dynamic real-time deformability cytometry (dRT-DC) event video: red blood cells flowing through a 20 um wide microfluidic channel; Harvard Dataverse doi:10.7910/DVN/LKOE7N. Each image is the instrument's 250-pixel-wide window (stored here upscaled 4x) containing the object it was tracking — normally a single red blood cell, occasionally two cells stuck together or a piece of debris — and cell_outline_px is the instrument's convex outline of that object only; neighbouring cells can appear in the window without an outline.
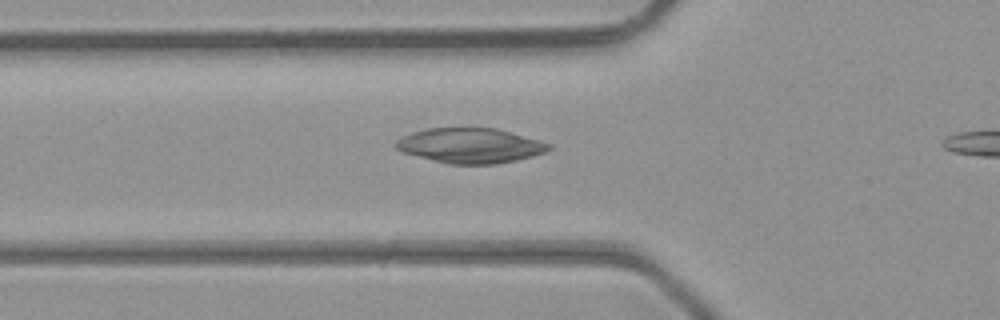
{"species": "common noctule bat (a hibernating species)", "species_latin": "Nyctalus noctula", "temperature_condition": "room temperature", "stored_images_in_passage": 33, "camera_frame_rate_fps": 3000, "um_per_image_px": 0.085, "animal": {"sex": "male", "body_mass_g": 23.1, "forearm_length_mm": 52.7}, "frame": {"image": 1, "passage_image": 11, "time_ms": 3.333, "image_size_px": [1000, 320], "cell_outline_px": [[536, 152], [524, 156], [504, 160], [448, 160], [428, 156], [412, 152], [512, 136], [520, 140]], "centroid_in_image_um": [40.99, 12.78], "position_along_channel_um": 84.8, "area_um2": 12.66}}
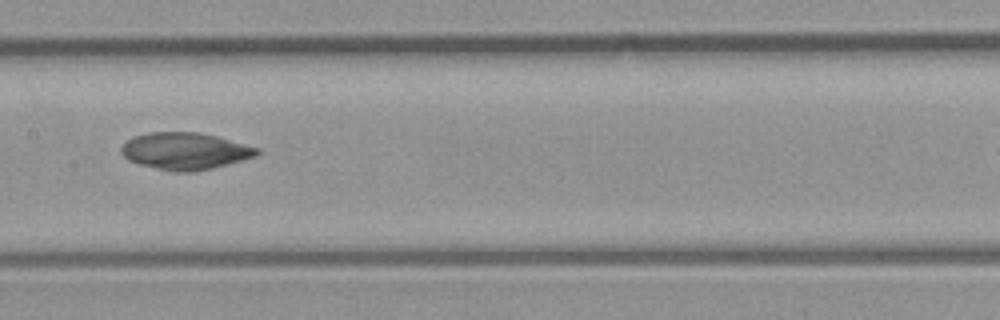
{"frame": {"image": 2, "passage_image": 18, "time_ms": 5.667, "image_size_px": [1000, 320], "cell_outline_px": [[256, 152], [232, 160], [216, 164], [196, 168], [176, 168], [152, 164], [136, 160], [128, 156], [128, 144], [224, 144], [248, 148]], "centroid_in_image_um": [15.83, 13.12], "position_along_channel_um": 191.6, "area_um2": 16.82}}
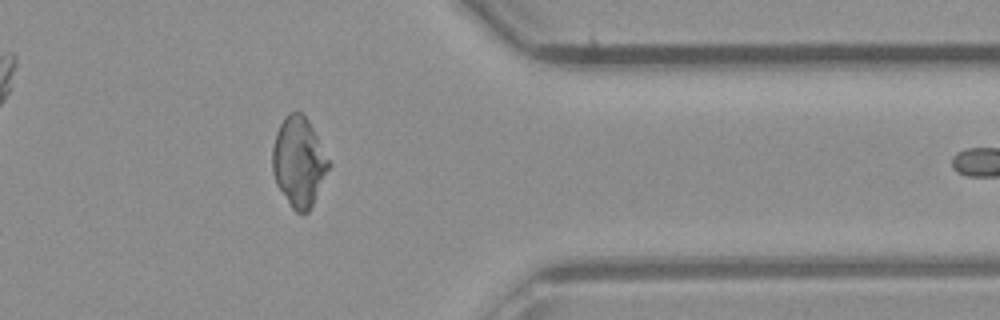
{"frame": {"image": 3, "passage_image": 32, "time_ms": 10.333, "image_size_px": [1000, 320], "cell_outline_px": [[328, 164], [308, 208], [296, 208], [292, 204], [284, 188], [304, 144]], "centroid_in_image_um": [25.93, 15.14], "position_along_channel_um": 385.5, "area_um2": 11.5}}